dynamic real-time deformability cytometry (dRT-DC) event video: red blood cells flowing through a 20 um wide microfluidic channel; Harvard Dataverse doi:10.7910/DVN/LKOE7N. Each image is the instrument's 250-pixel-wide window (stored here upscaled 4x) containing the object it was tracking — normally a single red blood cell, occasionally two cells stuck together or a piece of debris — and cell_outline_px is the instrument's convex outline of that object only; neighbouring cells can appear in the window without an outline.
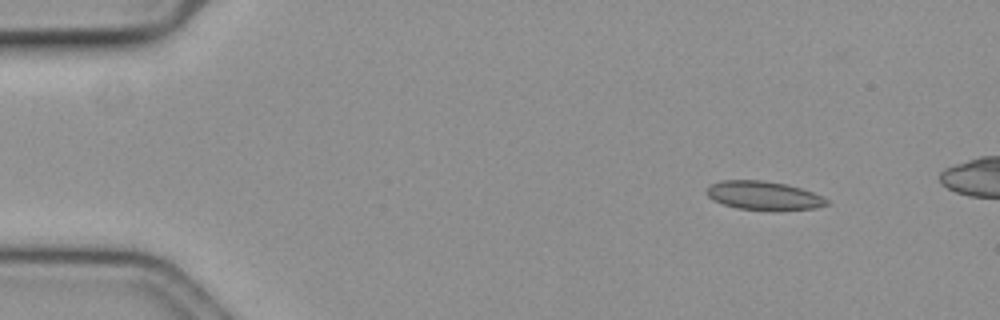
{"species": "common noctule bat (a hibernating species)", "species_latin": "Nyctalus noctula", "temperature_condition": "cold", "stored_images_in_passage": 17, "camera_frame_rate_fps": 3000, "um_per_image_px": 0.085, "animal": {"sex": "female", "body_mass_g": 19.3, "forearm_length_mm": 54.1}, "frame": {"image": 1, "passage_image": 6, "time_ms": 1.667, "image_size_px": [1000, 320], "cell_outline_px": [[828, 204], [816, 208], [772, 212], [736, 208], [712, 200], [704, 192], [712, 184], [724, 180], [760, 180], [784, 184], [800, 188], [824, 196], [828, 200]], "centroid_in_image_um": [64.93, 16.66], "position_along_channel_um": 20.1, "area_um2": 20.4}}